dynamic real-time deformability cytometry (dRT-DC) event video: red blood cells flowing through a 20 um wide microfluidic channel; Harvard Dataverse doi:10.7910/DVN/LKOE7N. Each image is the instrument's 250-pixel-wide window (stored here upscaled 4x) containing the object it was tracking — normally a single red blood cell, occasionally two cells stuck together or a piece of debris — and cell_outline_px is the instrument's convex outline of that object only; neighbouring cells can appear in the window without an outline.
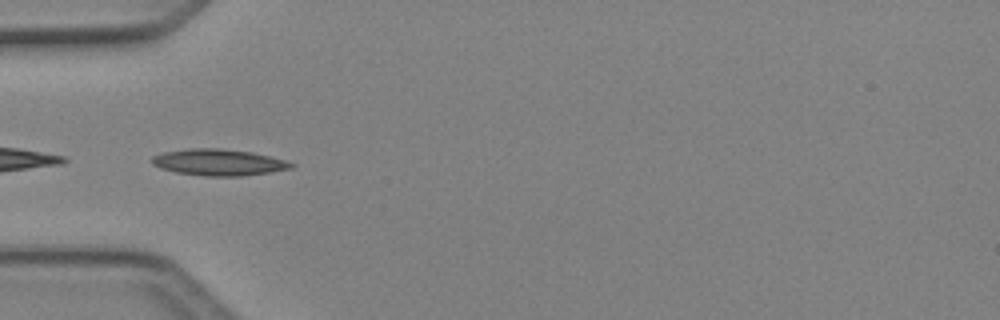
{"species": "Egyptian fruit bat (a non-hibernating species)", "species_latin": "Rousettus aegyptiacus", "temperature_condition": "cold", "stored_images_in_passage": 4, "camera_frame_rate_fps": 3000, "um_per_image_px": 0.085, "animal": {"sex": "female"}, "frame": {"image": 1, "passage_image": 4, "time_ms": 1.0, "image_size_px": [1000, 320], "cell_outline_px": [[296, 164], [292, 168], [268, 172], [240, 176], [208, 176], [176, 172], [160, 168], [152, 164], [152, 156], [164, 152], [188, 148], [220, 148], [252, 152], [284, 160]], "centroid_in_image_um": [18.56, 13.79], "position_along_channel_um": 66.4, "area_um2": 21.27}}